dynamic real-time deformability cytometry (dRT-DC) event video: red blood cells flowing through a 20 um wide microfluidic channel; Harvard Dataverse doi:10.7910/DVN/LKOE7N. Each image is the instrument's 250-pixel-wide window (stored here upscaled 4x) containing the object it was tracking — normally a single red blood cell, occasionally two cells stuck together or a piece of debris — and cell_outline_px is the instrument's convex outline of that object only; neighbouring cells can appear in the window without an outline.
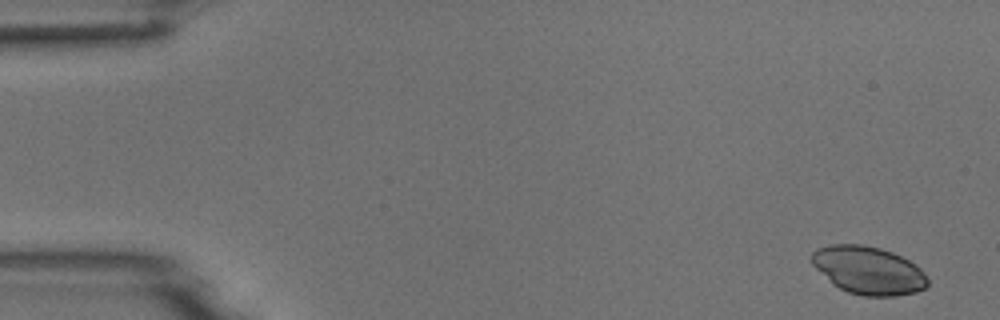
{"species": "common noctule bat (a hibernating species)", "species_latin": "Nyctalus noctula", "temperature_condition": "room temperature", "stored_images_in_passage": 5, "camera_frame_rate_fps": 3000, "um_per_image_px": 0.085, "animal": {"sex": "male", "body_mass_g": 18.8}, "frame": {"image": 1, "passage_image": 1, "time_ms": 0.0, "image_size_px": [1000, 320], "cell_outline_px": [[928, 284], [924, 288], [916, 292], [896, 296], [864, 296], [848, 292], [832, 284], [812, 264], [812, 252], [816, 248], [828, 244], [864, 244], [880, 248], [892, 252], [916, 264], [924, 272], [928, 280]], "centroid_in_image_um": [73.81, 22.97], "position_along_channel_um": 11.2, "area_um2": 32.48}}